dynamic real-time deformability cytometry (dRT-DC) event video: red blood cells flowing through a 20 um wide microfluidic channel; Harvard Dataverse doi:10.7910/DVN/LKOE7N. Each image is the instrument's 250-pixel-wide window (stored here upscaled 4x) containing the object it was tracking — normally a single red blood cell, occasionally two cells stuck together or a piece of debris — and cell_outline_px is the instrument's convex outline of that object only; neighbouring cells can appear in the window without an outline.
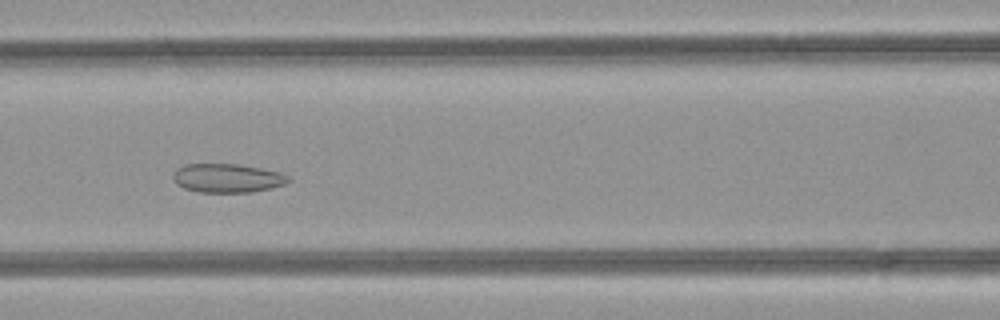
{"species": "common noctule bat (a hibernating species)", "species_latin": "Nyctalus noctula", "temperature_condition": "room temperature", "stored_images_in_passage": 31, "camera_frame_rate_fps": 3000, "um_per_image_px": 0.085, "animal": {"sex": "female", "body_mass_g": 21.9}, "frame": {"image": 1, "passage_image": 12, "time_ms": 3.667, "image_size_px": [1000, 320], "cell_outline_px": [[292, 180], [284, 184], [272, 188], [252, 192], [200, 192], [184, 188], [176, 184], [172, 176], [172, 172], [176, 168], [184, 164], [240, 164], [280, 172], [288, 176]], "centroid_in_image_um": [19.3, 15.13], "position_along_channel_um": 147.3, "area_um2": 19.54}}
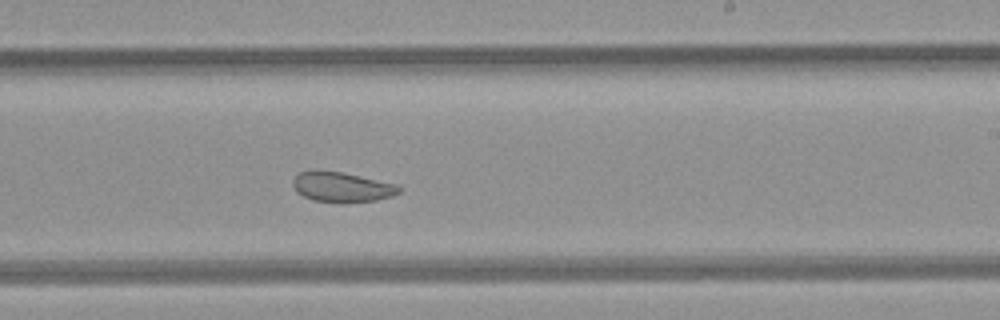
{"frame": {"image": 2, "passage_image": 20, "time_ms": 6.333, "image_size_px": [1000, 320], "cell_outline_px": [[400, 192], [392, 196], [376, 200], [312, 200], [296, 192], [292, 184], [292, 180], [300, 172], [340, 172], [396, 184], [400, 188]], "centroid_in_image_um": [29.05, 15.88], "position_along_channel_um": 259.9, "area_um2": 17.4}}
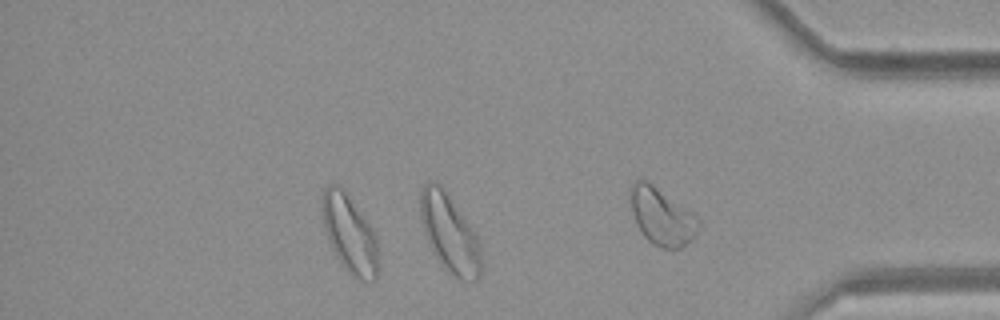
{"frame": {"image": 3, "passage_image": 29, "time_ms": 9.333, "image_size_px": [1000, 320], "cell_outline_px": [[380, 268], [376, 280], [372, 284], [360, 280], [352, 276], [344, 268], [336, 256], [328, 240], [324, 228], [320, 200], [324, 188], [328, 184], [336, 184], [344, 192], [372, 228], [376, 240], [380, 256]], "centroid_in_image_um": [29.74, 19.98], "position_along_channel_um": 405.5, "area_um2": 25.84}, "authors_computed_cell_mechanics": {"area_um2": 20.1722, "velocity_mm_per_s": 4.2452, "shape_relaxation_time_tau1_ms": null, "shape_relaxation_time_tau2_ms": 1.8345, "deformation_change_tau1": null, "deformation_change_tau2": 0.0767}}